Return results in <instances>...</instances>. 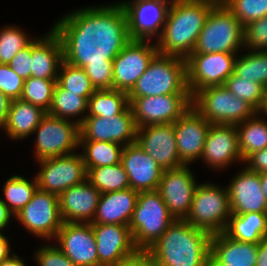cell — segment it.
Segmentation results:
<instances>
[{
  "instance_id": "cell-31",
  "label": "cell",
  "mask_w": 267,
  "mask_h": 266,
  "mask_svg": "<svg viewBox=\"0 0 267 266\" xmlns=\"http://www.w3.org/2000/svg\"><path fill=\"white\" fill-rule=\"evenodd\" d=\"M88 99L78 95V93L69 92L67 90L62 89L58 84L55 85L52 103L47 112V114L71 120L78 116L79 119H75V123L81 125L84 121L86 115L82 116L83 113H87L88 110Z\"/></svg>"
},
{
  "instance_id": "cell-34",
  "label": "cell",
  "mask_w": 267,
  "mask_h": 266,
  "mask_svg": "<svg viewBox=\"0 0 267 266\" xmlns=\"http://www.w3.org/2000/svg\"><path fill=\"white\" fill-rule=\"evenodd\" d=\"M86 168H97L121 163L124 146L115 142L80 141Z\"/></svg>"
},
{
  "instance_id": "cell-19",
  "label": "cell",
  "mask_w": 267,
  "mask_h": 266,
  "mask_svg": "<svg viewBox=\"0 0 267 266\" xmlns=\"http://www.w3.org/2000/svg\"><path fill=\"white\" fill-rule=\"evenodd\" d=\"M92 230L97 246L98 266H116L138 251L127 225L92 224Z\"/></svg>"
},
{
  "instance_id": "cell-11",
  "label": "cell",
  "mask_w": 267,
  "mask_h": 266,
  "mask_svg": "<svg viewBox=\"0 0 267 266\" xmlns=\"http://www.w3.org/2000/svg\"><path fill=\"white\" fill-rule=\"evenodd\" d=\"M40 171L35 176L38 189L60 195L69 187L87 179L82 153L45 158L37 161Z\"/></svg>"
},
{
  "instance_id": "cell-13",
  "label": "cell",
  "mask_w": 267,
  "mask_h": 266,
  "mask_svg": "<svg viewBox=\"0 0 267 266\" xmlns=\"http://www.w3.org/2000/svg\"><path fill=\"white\" fill-rule=\"evenodd\" d=\"M236 54L191 53L186 58L187 84L191 96L205 87L224 85L233 74Z\"/></svg>"
},
{
  "instance_id": "cell-30",
  "label": "cell",
  "mask_w": 267,
  "mask_h": 266,
  "mask_svg": "<svg viewBox=\"0 0 267 266\" xmlns=\"http://www.w3.org/2000/svg\"><path fill=\"white\" fill-rule=\"evenodd\" d=\"M224 233L240 242L258 244L267 238V213L231 214Z\"/></svg>"
},
{
  "instance_id": "cell-57",
  "label": "cell",
  "mask_w": 267,
  "mask_h": 266,
  "mask_svg": "<svg viewBox=\"0 0 267 266\" xmlns=\"http://www.w3.org/2000/svg\"><path fill=\"white\" fill-rule=\"evenodd\" d=\"M207 266H224V263L219 262L211 253H209Z\"/></svg>"
},
{
  "instance_id": "cell-14",
  "label": "cell",
  "mask_w": 267,
  "mask_h": 266,
  "mask_svg": "<svg viewBox=\"0 0 267 266\" xmlns=\"http://www.w3.org/2000/svg\"><path fill=\"white\" fill-rule=\"evenodd\" d=\"M150 40L132 39L113 59V89L129 93L158 53Z\"/></svg>"
},
{
  "instance_id": "cell-51",
  "label": "cell",
  "mask_w": 267,
  "mask_h": 266,
  "mask_svg": "<svg viewBox=\"0 0 267 266\" xmlns=\"http://www.w3.org/2000/svg\"><path fill=\"white\" fill-rule=\"evenodd\" d=\"M11 100L0 91V128L5 124Z\"/></svg>"
},
{
  "instance_id": "cell-7",
  "label": "cell",
  "mask_w": 267,
  "mask_h": 266,
  "mask_svg": "<svg viewBox=\"0 0 267 266\" xmlns=\"http://www.w3.org/2000/svg\"><path fill=\"white\" fill-rule=\"evenodd\" d=\"M192 107L209 123L237 125L257 111L246 101L234 96L224 85L209 86L192 96Z\"/></svg>"
},
{
  "instance_id": "cell-44",
  "label": "cell",
  "mask_w": 267,
  "mask_h": 266,
  "mask_svg": "<svg viewBox=\"0 0 267 266\" xmlns=\"http://www.w3.org/2000/svg\"><path fill=\"white\" fill-rule=\"evenodd\" d=\"M24 80L8 64H0V91L10 100L20 99Z\"/></svg>"
},
{
  "instance_id": "cell-29",
  "label": "cell",
  "mask_w": 267,
  "mask_h": 266,
  "mask_svg": "<svg viewBox=\"0 0 267 266\" xmlns=\"http://www.w3.org/2000/svg\"><path fill=\"white\" fill-rule=\"evenodd\" d=\"M47 114L42 108L21 99L11 100L8 115L2 130L13 140H22L33 134Z\"/></svg>"
},
{
  "instance_id": "cell-8",
  "label": "cell",
  "mask_w": 267,
  "mask_h": 266,
  "mask_svg": "<svg viewBox=\"0 0 267 266\" xmlns=\"http://www.w3.org/2000/svg\"><path fill=\"white\" fill-rule=\"evenodd\" d=\"M211 183L198 184L186 221L210 235L225 231L231 209L228 189Z\"/></svg>"
},
{
  "instance_id": "cell-9",
  "label": "cell",
  "mask_w": 267,
  "mask_h": 266,
  "mask_svg": "<svg viewBox=\"0 0 267 266\" xmlns=\"http://www.w3.org/2000/svg\"><path fill=\"white\" fill-rule=\"evenodd\" d=\"M34 133L37 161L75 153L80 144V125L49 114L42 118Z\"/></svg>"
},
{
  "instance_id": "cell-23",
  "label": "cell",
  "mask_w": 267,
  "mask_h": 266,
  "mask_svg": "<svg viewBox=\"0 0 267 266\" xmlns=\"http://www.w3.org/2000/svg\"><path fill=\"white\" fill-rule=\"evenodd\" d=\"M121 164L130 188L138 192L157 190L164 170L136 142L123 148Z\"/></svg>"
},
{
  "instance_id": "cell-27",
  "label": "cell",
  "mask_w": 267,
  "mask_h": 266,
  "mask_svg": "<svg viewBox=\"0 0 267 266\" xmlns=\"http://www.w3.org/2000/svg\"><path fill=\"white\" fill-rule=\"evenodd\" d=\"M139 192L128 188L103 193L91 224L127 225L131 221Z\"/></svg>"
},
{
  "instance_id": "cell-4",
  "label": "cell",
  "mask_w": 267,
  "mask_h": 266,
  "mask_svg": "<svg viewBox=\"0 0 267 266\" xmlns=\"http://www.w3.org/2000/svg\"><path fill=\"white\" fill-rule=\"evenodd\" d=\"M190 94L186 59L157 53L128 93V98Z\"/></svg>"
},
{
  "instance_id": "cell-55",
  "label": "cell",
  "mask_w": 267,
  "mask_h": 266,
  "mask_svg": "<svg viewBox=\"0 0 267 266\" xmlns=\"http://www.w3.org/2000/svg\"><path fill=\"white\" fill-rule=\"evenodd\" d=\"M260 113L265 114V116H267V88H265V90H264L262 103H261L259 109L257 110L258 116L261 115Z\"/></svg>"
},
{
  "instance_id": "cell-32",
  "label": "cell",
  "mask_w": 267,
  "mask_h": 266,
  "mask_svg": "<svg viewBox=\"0 0 267 266\" xmlns=\"http://www.w3.org/2000/svg\"><path fill=\"white\" fill-rule=\"evenodd\" d=\"M264 120L256 113L236 125L243 162L253 152L267 148V122Z\"/></svg>"
},
{
  "instance_id": "cell-15",
  "label": "cell",
  "mask_w": 267,
  "mask_h": 266,
  "mask_svg": "<svg viewBox=\"0 0 267 266\" xmlns=\"http://www.w3.org/2000/svg\"><path fill=\"white\" fill-rule=\"evenodd\" d=\"M137 126L130 105L113 117L86 116L80 125V141L115 142L122 146L136 142Z\"/></svg>"
},
{
  "instance_id": "cell-41",
  "label": "cell",
  "mask_w": 267,
  "mask_h": 266,
  "mask_svg": "<svg viewBox=\"0 0 267 266\" xmlns=\"http://www.w3.org/2000/svg\"><path fill=\"white\" fill-rule=\"evenodd\" d=\"M224 87L234 96L246 101L256 111L259 109L265 90V87L260 83L231 74L225 81Z\"/></svg>"
},
{
  "instance_id": "cell-28",
  "label": "cell",
  "mask_w": 267,
  "mask_h": 266,
  "mask_svg": "<svg viewBox=\"0 0 267 266\" xmlns=\"http://www.w3.org/2000/svg\"><path fill=\"white\" fill-rule=\"evenodd\" d=\"M258 244L240 242L224 232L213 234L210 253L224 266H256Z\"/></svg>"
},
{
  "instance_id": "cell-50",
  "label": "cell",
  "mask_w": 267,
  "mask_h": 266,
  "mask_svg": "<svg viewBox=\"0 0 267 266\" xmlns=\"http://www.w3.org/2000/svg\"><path fill=\"white\" fill-rule=\"evenodd\" d=\"M12 216H14V214L4 204L2 198H0V233H2L1 231L8 226Z\"/></svg>"
},
{
  "instance_id": "cell-5",
  "label": "cell",
  "mask_w": 267,
  "mask_h": 266,
  "mask_svg": "<svg viewBox=\"0 0 267 266\" xmlns=\"http://www.w3.org/2000/svg\"><path fill=\"white\" fill-rule=\"evenodd\" d=\"M174 220L157 190L139 192L129 223L135 247L146 251Z\"/></svg>"
},
{
  "instance_id": "cell-22",
  "label": "cell",
  "mask_w": 267,
  "mask_h": 266,
  "mask_svg": "<svg viewBox=\"0 0 267 266\" xmlns=\"http://www.w3.org/2000/svg\"><path fill=\"white\" fill-rule=\"evenodd\" d=\"M200 159L215 170L237 160L243 162L236 125L211 124Z\"/></svg>"
},
{
  "instance_id": "cell-40",
  "label": "cell",
  "mask_w": 267,
  "mask_h": 266,
  "mask_svg": "<svg viewBox=\"0 0 267 266\" xmlns=\"http://www.w3.org/2000/svg\"><path fill=\"white\" fill-rule=\"evenodd\" d=\"M21 28L5 26L0 30V64H9L12 58L23 48L28 46L34 38L29 36Z\"/></svg>"
},
{
  "instance_id": "cell-26",
  "label": "cell",
  "mask_w": 267,
  "mask_h": 266,
  "mask_svg": "<svg viewBox=\"0 0 267 266\" xmlns=\"http://www.w3.org/2000/svg\"><path fill=\"white\" fill-rule=\"evenodd\" d=\"M51 31V32H50ZM44 37L32 41L31 76L57 80L64 60L60 37L51 29Z\"/></svg>"
},
{
  "instance_id": "cell-48",
  "label": "cell",
  "mask_w": 267,
  "mask_h": 266,
  "mask_svg": "<svg viewBox=\"0 0 267 266\" xmlns=\"http://www.w3.org/2000/svg\"><path fill=\"white\" fill-rule=\"evenodd\" d=\"M244 163L251 171L260 174L267 172V148L253 152L244 160Z\"/></svg>"
},
{
  "instance_id": "cell-10",
  "label": "cell",
  "mask_w": 267,
  "mask_h": 266,
  "mask_svg": "<svg viewBox=\"0 0 267 266\" xmlns=\"http://www.w3.org/2000/svg\"><path fill=\"white\" fill-rule=\"evenodd\" d=\"M14 217L34 236L53 240L63 224L59 196L37 188L31 200Z\"/></svg>"
},
{
  "instance_id": "cell-20",
  "label": "cell",
  "mask_w": 267,
  "mask_h": 266,
  "mask_svg": "<svg viewBox=\"0 0 267 266\" xmlns=\"http://www.w3.org/2000/svg\"><path fill=\"white\" fill-rule=\"evenodd\" d=\"M58 248L77 266H98V253L91 223H63L54 238Z\"/></svg>"
},
{
  "instance_id": "cell-58",
  "label": "cell",
  "mask_w": 267,
  "mask_h": 266,
  "mask_svg": "<svg viewBox=\"0 0 267 266\" xmlns=\"http://www.w3.org/2000/svg\"><path fill=\"white\" fill-rule=\"evenodd\" d=\"M216 2L217 4H223L226 0H210Z\"/></svg>"
},
{
  "instance_id": "cell-39",
  "label": "cell",
  "mask_w": 267,
  "mask_h": 266,
  "mask_svg": "<svg viewBox=\"0 0 267 266\" xmlns=\"http://www.w3.org/2000/svg\"><path fill=\"white\" fill-rule=\"evenodd\" d=\"M57 80L30 77L24 80L21 100L29 102L48 112Z\"/></svg>"
},
{
  "instance_id": "cell-18",
  "label": "cell",
  "mask_w": 267,
  "mask_h": 266,
  "mask_svg": "<svg viewBox=\"0 0 267 266\" xmlns=\"http://www.w3.org/2000/svg\"><path fill=\"white\" fill-rule=\"evenodd\" d=\"M136 143L163 170L182 167L177 151L174 123L147 125L137 128Z\"/></svg>"
},
{
  "instance_id": "cell-24",
  "label": "cell",
  "mask_w": 267,
  "mask_h": 266,
  "mask_svg": "<svg viewBox=\"0 0 267 266\" xmlns=\"http://www.w3.org/2000/svg\"><path fill=\"white\" fill-rule=\"evenodd\" d=\"M227 189L231 214L267 213V199L261 188L260 173L245 167L230 181Z\"/></svg>"
},
{
  "instance_id": "cell-42",
  "label": "cell",
  "mask_w": 267,
  "mask_h": 266,
  "mask_svg": "<svg viewBox=\"0 0 267 266\" xmlns=\"http://www.w3.org/2000/svg\"><path fill=\"white\" fill-rule=\"evenodd\" d=\"M223 4L243 26L267 16V0H226Z\"/></svg>"
},
{
  "instance_id": "cell-12",
  "label": "cell",
  "mask_w": 267,
  "mask_h": 266,
  "mask_svg": "<svg viewBox=\"0 0 267 266\" xmlns=\"http://www.w3.org/2000/svg\"><path fill=\"white\" fill-rule=\"evenodd\" d=\"M128 99L137 128L175 123L192 107L191 94H168Z\"/></svg>"
},
{
  "instance_id": "cell-35",
  "label": "cell",
  "mask_w": 267,
  "mask_h": 266,
  "mask_svg": "<svg viewBox=\"0 0 267 266\" xmlns=\"http://www.w3.org/2000/svg\"><path fill=\"white\" fill-rule=\"evenodd\" d=\"M87 180L103 193L130 188L128 175L121 163L97 168H86Z\"/></svg>"
},
{
  "instance_id": "cell-56",
  "label": "cell",
  "mask_w": 267,
  "mask_h": 266,
  "mask_svg": "<svg viewBox=\"0 0 267 266\" xmlns=\"http://www.w3.org/2000/svg\"><path fill=\"white\" fill-rule=\"evenodd\" d=\"M260 182L262 191L267 199V172L260 174Z\"/></svg>"
},
{
  "instance_id": "cell-45",
  "label": "cell",
  "mask_w": 267,
  "mask_h": 266,
  "mask_svg": "<svg viewBox=\"0 0 267 266\" xmlns=\"http://www.w3.org/2000/svg\"><path fill=\"white\" fill-rule=\"evenodd\" d=\"M35 252L39 266H77L55 245H43Z\"/></svg>"
},
{
  "instance_id": "cell-25",
  "label": "cell",
  "mask_w": 267,
  "mask_h": 266,
  "mask_svg": "<svg viewBox=\"0 0 267 266\" xmlns=\"http://www.w3.org/2000/svg\"><path fill=\"white\" fill-rule=\"evenodd\" d=\"M101 192L87 179L69 187L59 195L60 214L63 223H91Z\"/></svg>"
},
{
  "instance_id": "cell-16",
  "label": "cell",
  "mask_w": 267,
  "mask_h": 266,
  "mask_svg": "<svg viewBox=\"0 0 267 266\" xmlns=\"http://www.w3.org/2000/svg\"><path fill=\"white\" fill-rule=\"evenodd\" d=\"M198 184L188 165L164 170L157 191L176 220L188 216Z\"/></svg>"
},
{
  "instance_id": "cell-38",
  "label": "cell",
  "mask_w": 267,
  "mask_h": 266,
  "mask_svg": "<svg viewBox=\"0 0 267 266\" xmlns=\"http://www.w3.org/2000/svg\"><path fill=\"white\" fill-rule=\"evenodd\" d=\"M59 71L57 84L62 89L78 93L84 98H90L96 91L83 68L63 60Z\"/></svg>"
},
{
  "instance_id": "cell-17",
  "label": "cell",
  "mask_w": 267,
  "mask_h": 266,
  "mask_svg": "<svg viewBox=\"0 0 267 266\" xmlns=\"http://www.w3.org/2000/svg\"><path fill=\"white\" fill-rule=\"evenodd\" d=\"M170 0H132L122 2L131 39H157L165 25ZM161 29V30H159Z\"/></svg>"
},
{
  "instance_id": "cell-21",
  "label": "cell",
  "mask_w": 267,
  "mask_h": 266,
  "mask_svg": "<svg viewBox=\"0 0 267 266\" xmlns=\"http://www.w3.org/2000/svg\"><path fill=\"white\" fill-rule=\"evenodd\" d=\"M210 126L193 107L174 123L178 156L184 165L201 158Z\"/></svg>"
},
{
  "instance_id": "cell-37",
  "label": "cell",
  "mask_w": 267,
  "mask_h": 266,
  "mask_svg": "<svg viewBox=\"0 0 267 266\" xmlns=\"http://www.w3.org/2000/svg\"><path fill=\"white\" fill-rule=\"evenodd\" d=\"M37 188L36 177L33 182H30L20 175H14L8 178L4 184L3 195L5 198L2 201L15 216L31 200Z\"/></svg>"
},
{
  "instance_id": "cell-47",
  "label": "cell",
  "mask_w": 267,
  "mask_h": 266,
  "mask_svg": "<svg viewBox=\"0 0 267 266\" xmlns=\"http://www.w3.org/2000/svg\"><path fill=\"white\" fill-rule=\"evenodd\" d=\"M31 56L32 42L21 49L8 64L23 80L31 77Z\"/></svg>"
},
{
  "instance_id": "cell-33",
  "label": "cell",
  "mask_w": 267,
  "mask_h": 266,
  "mask_svg": "<svg viewBox=\"0 0 267 266\" xmlns=\"http://www.w3.org/2000/svg\"><path fill=\"white\" fill-rule=\"evenodd\" d=\"M129 105L128 93L124 91L96 90L88 99L86 116L113 117L121 114Z\"/></svg>"
},
{
  "instance_id": "cell-2",
  "label": "cell",
  "mask_w": 267,
  "mask_h": 266,
  "mask_svg": "<svg viewBox=\"0 0 267 266\" xmlns=\"http://www.w3.org/2000/svg\"><path fill=\"white\" fill-rule=\"evenodd\" d=\"M216 4L210 0H171L162 33L156 39L158 53L186 59Z\"/></svg>"
},
{
  "instance_id": "cell-36",
  "label": "cell",
  "mask_w": 267,
  "mask_h": 266,
  "mask_svg": "<svg viewBox=\"0 0 267 266\" xmlns=\"http://www.w3.org/2000/svg\"><path fill=\"white\" fill-rule=\"evenodd\" d=\"M247 53L236 57L233 74L267 88V51L249 50Z\"/></svg>"
},
{
  "instance_id": "cell-53",
  "label": "cell",
  "mask_w": 267,
  "mask_h": 266,
  "mask_svg": "<svg viewBox=\"0 0 267 266\" xmlns=\"http://www.w3.org/2000/svg\"><path fill=\"white\" fill-rule=\"evenodd\" d=\"M9 240L3 233H0V263L12 255Z\"/></svg>"
},
{
  "instance_id": "cell-6",
  "label": "cell",
  "mask_w": 267,
  "mask_h": 266,
  "mask_svg": "<svg viewBox=\"0 0 267 266\" xmlns=\"http://www.w3.org/2000/svg\"><path fill=\"white\" fill-rule=\"evenodd\" d=\"M241 48H244V26L224 4H216L192 53H237Z\"/></svg>"
},
{
  "instance_id": "cell-49",
  "label": "cell",
  "mask_w": 267,
  "mask_h": 266,
  "mask_svg": "<svg viewBox=\"0 0 267 266\" xmlns=\"http://www.w3.org/2000/svg\"><path fill=\"white\" fill-rule=\"evenodd\" d=\"M116 266H153L147 251L138 250L134 255L120 261Z\"/></svg>"
},
{
  "instance_id": "cell-54",
  "label": "cell",
  "mask_w": 267,
  "mask_h": 266,
  "mask_svg": "<svg viewBox=\"0 0 267 266\" xmlns=\"http://www.w3.org/2000/svg\"><path fill=\"white\" fill-rule=\"evenodd\" d=\"M0 266H26L23 259H20L18 255L12 254L7 259H4Z\"/></svg>"
},
{
  "instance_id": "cell-43",
  "label": "cell",
  "mask_w": 267,
  "mask_h": 266,
  "mask_svg": "<svg viewBox=\"0 0 267 266\" xmlns=\"http://www.w3.org/2000/svg\"><path fill=\"white\" fill-rule=\"evenodd\" d=\"M244 47L267 51V16L244 26Z\"/></svg>"
},
{
  "instance_id": "cell-52",
  "label": "cell",
  "mask_w": 267,
  "mask_h": 266,
  "mask_svg": "<svg viewBox=\"0 0 267 266\" xmlns=\"http://www.w3.org/2000/svg\"><path fill=\"white\" fill-rule=\"evenodd\" d=\"M256 266H267V238L258 243Z\"/></svg>"
},
{
  "instance_id": "cell-3",
  "label": "cell",
  "mask_w": 267,
  "mask_h": 266,
  "mask_svg": "<svg viewBox=\"0 0 267 266\" xmlns=\"http://www.w3.org/2000/svg\"><path fill=\"white\" fill-rule=\"evenodd\" d=\"M211 236L186 220H174L146 251L153 266H207Z\"/></svg>"
},
{
  "instance_id": "cell-1",
  "label": "cell",
  "mask_w": 267,
  "mask_h": 266,
  "mask_svg": "<svg viewBox=\"0 0 267 266\" xmlns=\"http://www.w3.org/2000/svg\"><path fill=\"white\" fill-rule=\"evenodd\" d=\"M57 21L52 29L61 39L64 61L81 68L113 65L132 40L121 2L80 8Z\"/></svg>"
},
{
  "instance_id": "cell-46",
  "label": "cell",
  "mask_w": 267,
  "mask_h": 266,
  "mask_svg": "<svg viewBox=\"0 0 267 266\" xmlns=\"http://www.w3.org/2000/svg\"><path fill=\"white\" fill-rule=\"evenodd\" d=\"M83 69L96 90L113 89V65H85Z\"/></svg>"
}]
</instances>
